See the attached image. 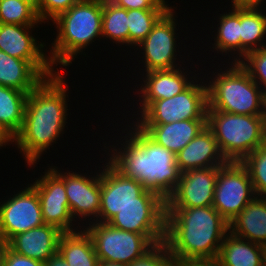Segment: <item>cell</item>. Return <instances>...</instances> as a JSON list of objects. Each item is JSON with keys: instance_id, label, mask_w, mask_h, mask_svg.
I'll return each instance as SVG.
<instances>
[{"instance_id": "obj_1", "label": "cell", "mask_w": 266, "mask_h": 266, "mask_svg": "<svg viewBox=\"0 0 266 266\" xmlns=\"http://www.w3.org/2000/svg\"><path fill=\"white\" fill-rule=\"evenodd\" d=\"M63 78L57 71L44 78L27 96L23 125L12 141L29 166L34 165L52 143H56L67 123L68 89Z\"/></svg>"}, {"instance_id": "obj_2", "label": "cell", "mask_w": 266, "mask_h": 266, "mask_svg": "<svg viewBox=\"0 0 266 266\" xmlns=\"http://www.w3.org/2000/svg\"><path fill=\"white\" fill-rule=\"evenodd\" d=\"M227 232L229 222L212 205L166 208L163 243L178 262L217 258Z\"/></svg>"}, {"instance_id": "obj_3", "label": "cell", "mask_w": 266, "mask_h": 266, "mask_svg": "<svg viewBox=\"0 0 266 266\" xmlns=\"http://www.w3.org/2000/svg\"><path fill=\"white\" fill-rule=\"evenodd\" d=\"M133 126L131 129L134 131L127 133L130 139L124 136L126 144L119 151L113 148L108 161L124 176L133 178L166 201L181 176L176 155L158 145L143 130Z\"/></svg>"}, {"instance_id": "obj_4", "label": "cell", "mask_w": 266, "mask_h": 266, "mask_svg": "<svg viewBox=\"0 0 266 266\" xmlns=\"http://www.w3.org/2000/svg\"><path fill=\"white\" fill-rule=\"evenodd\" d=\"M102 12L103 0H80L52 20L58 29L48 57L52 66L72 64L78 53L102 36Z\"/></svg>"}, {"instance_id": "obj_5", "label": "cell", "mask_w": 266, "mask_h": 266, "mask_svg": "<svg viewBox=\"0 0 266 266\" xmlns=\"http://www.w3.org/2000/svg\"><path fill=\"white\" fill-rule=\"evenodd\" d=\"M206 126L227 162H242L266 142L263 115L226 113L207 107Z\"/></svg>"}, {"instance_id": "obj_6", "label": "cell", "mask_w": 266, "mask_h": 266, "mask_svg": "<svg viewBox=\"0 0 266 266\" xmlns=\"http://www.w3.org/2000/svg\"><path fill=\"white\" fill-rule=\"evenodd\" d=\"M231 65L227 71L215 75L212 82L209 81L208 108L226 113L264 115L265 93L240 63L232 61Z\"/></svg>"}, {"instance_id": "obj_7", "label": "cell", "mask_w": 266, "mask_h": 266, "mask_svg": "<svg viewBox=\"0 0 266 266\" xmlns=\"http://www.w3.org/2000/svg\"><path fill=\"white\" fill-rule=\"evenodd\" d=\"M128 205H166V201L133 178L124 176L108 161L104 170H101L98 222L107 223Z\"/></svg>"}, {"instance_id": "obj_8", "label": "cell", "mask_w": 266, "mask_h": 266, "mask_svg": "<svg viewBox=\"0 0 266 266\" xmlns=\"http://www.w3.org/2000/svg\"><path fill=\"white\" fill-rule=\"evenodd\" d=\"M85 228L93 241L99 261L129 265L142 258L154 245L142 234L124 231L108 223L90 221Z\"/></svg>"}, {"instance_id": "obj_9", "label": "cell", "mask_w": 266, "mask_h": 266, "mask_svg": "<svg viewBox=\"0 0 266 266\" xmlns=\"http://www.w3.org/2000/svg\"><path fill=\"white\" fill-rule=\"evenodd\" d=\"M205 85V86H204ZM194 82L183 92L171 98L152 101L136 124H168L182 120L207 118V83Z\"/></svg>"}, {"instance_id": "obj_10", "label": "cell", "mask_w": 266, "mask_h": 266, "mask_svg": "<svg viewBox=\"0 0 266 266\" xmlns=\"http://www.w3.org/2000/svg\"><path fill=\"white\" fill-rule=\"evenodd\" d=\"M255 196L249 172L241 162H227L219 168L212 206L227 222Z\"/></svg>"}, {"instance_id": "obj_11", "label": "cell", "mask_w": 266, "mask_h": 266, "mask_svg": "<svg viewBox=\"0 0 266 266\" xmlns=\"http://www.w3.org/2000/svg\"><path fill=\"white\" fill-rule=\"evenodd\" d=\"M43 224L40 200L32 184L0 205V238L6 242Z\"/></svg>"}, {"instance_id": "obj_12", "label": "cell", "mask_w": 266, "mask_h": 266, "mask_svg": "<svg viewBox=\"0 0 266 266\" xmlns=\"http://www.w3.org/2000/svg\"><path fill=\"white\" fill-rule=\"evenodd\" d=\"M173 11L172 8L166 12L152 27L147 37L137 45L144 50L142 59L145 61V72L178 68L175 63L177 24Z\"/></svg>"}, {"instance_id": "obj_13", "label": "cell", "mask_w": 266, "mask_h": 266, "mask_svg": "<svg viewBox=\"0 0 266 266\" xmlns=\"http://www.w3.org/2000/svg\"><path fill=\"white\" fill-rule=\"evenodd\" d=\"M33 27L35 25L0 24V50L14 58L28 61L44 78L53 76L56 70L44 53L46 45L42 42L38 44L29 33Z\"/></svg>"}, {"instance_id": "obj_14", "label": "cell", "mask_w": 266, "mask_h": 266, "mask_svg": "<svg viewBox=\"0 0 266 266\" xmlns=\"http://www.w3.org/2000/svg\"><path fill=\"white\" fill-rule=\"evenodd\" d=\"M219 168H200L181 173L178 185L166 200V208L211 206Z\"/></svg>"}, {"instance_id": "obj_15", "label": "cell", "mask_w": 266, "mask_h": 266, "mask_svg": "<svg viewBox=\"0 0 266 266\" xmlns=\"http://www.w3.org/2000/svg\"><path fill=\"white\" fill-rule=\"evenodd\" d=\"M41 179L35 180L44 224L53 225L63 233L73 232V217L70 213L64 181L51 169ZM71 227V228H70Z\"/></svg>"}, {"instance_id": "obj_16", "label": "cell", "mask_w": 266, "mask_h": 266, "mask_svg": "<svg viewBox=\"0 0 266 266\" xmlns=\"http://www.w3.org/2000/svg\"><path fill=\"white\" fill-rule=\"evenodd\" d=\"M166 205H128L107 223L144 235L154 246L164 242Z\"/></svg>"}, {"instance_id": "obj_17", "label": "cell", "mask_w": 266, "mask_h": 266, "mask_svg": "<svg viewBox=\"0 0 266 266\" xmlns=\"http://www.w3.org/2000/svg\"><path fill=\"white\" fill-rule=\"evenodd\" d=\"M65 183L66 195L69 202L70 213L73 219L93 217L98 221L101 199V172L89 178L71 171L60 173L51 168ZM71 172V173H70ZM67 174V175H66Z\"/></svg>"}, {"instance_id": "obj_18", "label": "cell", "mask_w": 266, "mask_h": 266, "mask_svg": "<svg viewBox=\"0 0 266 266\" xmlns=\"http://www.w3.org/2000/svg\"><path fill=\"white\" fill-rule=\"evenodd\" d=\"M226 163L212 131L207 126L176 154V164L181 173L200 168L221 167Z\"/></svg>"}, {"instance_id": "obj_19", "label": "cell", "mask_w": 266, "mask_h": 266, "mask_svg": "<svg viewBox=\"0 0 266 266\" xmlns=\"http://www.w3.org/2000/svg\"><path fill=\"white\" fill-rule=\"evenodd\" d=\"M62 233L53 225L43 224L13 236L7 244L18 254L46 262L58 251V242Z\"/></svg>"}, {"instance_id": "obj_20", "label": "cell", "mask_w": 266, "mask_h": 266, "mask_svg": "<svg viewBox=\"0 0 266 266\" xmlns=\"http://www.w3.org/2000/svg\"><path fill=\"white\" fill-rule=\"evenodd\" d=\"M158 145L178 154L206 127V119L182 120L168 124H135Z\"/></svg>"}, {"instance_id": "obj_21", "label": "cell", "mask_w": 266, "mask_h": 266, "mask_svg": "<svg viewBox=\"0 0 266 266\" xmlns=\"http://www.w3.org/2000/svg\"><path fill=\"white\" fill-rule=\"evenodd\" d=\"M144 85L141 86L142 111L152 102L171 98L187 89L194 80L190 81L184 71L179 68L171 70H153L146 72Z\"/></svg>"}, {"instance_id": "obj_22", "label": "cell", "mask_w": 266, "mask_h": 266, "mask_svg": "<svg viewBox=\"0 0 266 266\" xmlns=\"http://www.w3.org/2000/svg\"><path fill=\"white\" fill-rule=\"evenodd\" d=\"M229 232L266 247V197H254L229 222Z\"/></svg>"}, {"instance_id": "obj_23", "label": "cell", "mask_w": 266, "mask_h": 266, "mask_svg": "<svg viewBox=\"0 0 266 266\" xmlns=\"http://www.w3.org/2000/svg\"><path fill=\"white\" fill-rule=\"evenodd\" d=\"M265 248L228 232L217 259L224 266H265Z\"/></svg>"}, {"instance_id": "obj_24", "label": "cell", "mask_w": 266, "mask_h": 266, "mask_svg": "<svg viewBox=\"0 0 266 266\" xmlns=\"http://www.w3.org/2000/svg\"><path fill=\"white\" fill-rule=\"evenodd\" d=\"M43 79L28 61L0 50V85L29 94Z\"/></svg>"}, {"instance_id": "obj_25", "label": "cell", "mask_w": 266, "mask_h": 266, "mask_svg": "<svg viewBox=\"0 0 266 266\" xmlns=\"http://www.w3.org/2000/svg\"><path fill=\"white\" fill-rule=\"evenodd\" d=\"M58 252L69 266H98L92 238L84 229L62 233L58 242Z\"/></svg>"}, {"instance_id": "obj_26", "label": "cell", "mask_w": 266, "mask_h": 266, "mask_svg": "<svg viewBox=\"0 0 266 266\" xmlns=\"http://www.w3.org/2000/svg\"><path fill=\"white\" fill-rule=\"evenodd\" d=\"M259 6H240L241 60L251 51L266 47V14Z\"/></svg>"}, {"instance_id": "obj_27", "label": "cell", "mask_w": 266, "mask_h": 266, "mask_svg": "<svg viewBox=\"0 0 266 266\" xmlns=\"http://www.w3.org/2000/svg\"><path fill=\"white\" fill-rule=\"evenodd\" d=\"M28 93L0 85V126L13 139L23 125Z\"/></svg>"}, {"instance_id": "obj_28", "label": "cell", "mask_w": 266, "mask_h": 266, "mask_svg": "<svg viewBox=\"0 0 266 266\" xmlns=\"http://www.w3.org/2000/svg\"><path fill=\"white\" fill-rule=\"evenodd\" d=\"M232 11L220 15L219 27L216 34L215 47L217 52L237 51L234 63L241 61V38H240V6H232ZM228 51V52H227ZM238 58V59H237Z\"/></svg>"}, {"instance_id": "obj_29", "label": "cell", "mask_w": 266, "mask_h": 266, "mask_svg": "<svg viewBox=\"0 0 266 266\" xmlns=\"http://www.w3.org/2000/svg\"><path fill=\"white\" fill-rule=\"evenodd\" d=\"M102 37L114 42L129 45L127 10L110 0H103Z\"/></svg>"}, {"instance_id": "obj_30", "label": "cell", "mask_w": 266, "mask_h": 266, "mask_svg": "<svg viewBox=\"0 0 266 266\" xmlns=\"http://www.w3.org/2000/svg\"><path fill=\"white\" fill-rule=\"evenodd\" d=\"M171 9H133L127 10L129 45L137 46L151 32L157 21Z\"/></svg>"}, {"instance_id": "obj_31", "label": "cell", "mask_w": 266, "mask_h": 266, "mask_svg": "<svg viewBox=\"0 0 266 266\" xmlns=\"http://www.w3.org/2000/svg\"><path fill=\"white\" fill-rule=\"evenodd\" d=\"M0 24L38 25L37 10L23 0H0Z\"/></svg>"}, {"instance_id": "obj_32", "label": "cell", "mask_w": 266, "mask_h": 266, "mask_svg": "<svg viewBox=\"0 0 266 266\" xmlns=\"http://www.w3.org/2000/svg\"><path fill=\"white\" fill-rule=\"evenodd\" d=\"M248 170L256 196L266 197V142L242 162Z\"/></svg>"}, {"instance_id": "obj_33", "label": "cell", "mask_w": 266, "mask_h": 266, "mask_svg": "<svg viewBox=\"0 0 266 266\" xmlns=\"http://www.w3.org/2000/svg\"><path fill=\"white\" fill-rule=\"evenodd\" d=\"M239 63L266 94V47L249 52Z\"/></svg>"}, {"instance_id": "obj_34", "label": "cell", "mask_w": 266, "mask_h": 266, "mask_svg": "<svg viewBox=\"0 0 266 266\" xmlns=\"http://www.w3.org/2000/svg\"><path fill=\"white\" fill-rule=\"evenodd\" d=\"M128 266H180V263L172 256L166 245L161 243Z\"/></svg>"}, {"instance_id": "obj_35", "label": "cell", "mask_w": 266, "mask_h": 266, "mask_svg": "<svg viewBox=\"0 0 266 266\" xmlns=\"http://www.w3.org/2000/svg\"><path fill=\"white\" fill-rule=\"evenodd\" d=\"M80 0H39L37 14L41 22L54 20ZM50 18V19H49Z\"/></svg>"}, {"instance_id": "obj_36", "label": "cell", "mask_w": 266, "mask_h": 266, "mask_svg": "<svg viewBox=\"0 0 266 266\" xmlns=\"http://www.w3.org/2000/svg\"><path fill=\"white\" fill-rule=\"evenodd\" d=\"M126 10L133 9H172L165 0H110Z\"/></svg>"}, {"instance_id": "obj_37", "label": "cell", "mask_w": 266, "mask_h": 266, "mask_svg": "<svg viewBox=\"0 0 266 266\" xmlns=\"http://www.w3.org/2000/svg\"><path fill=\"white\" fill-rule=\"evenodd\" d=\"M3 266H44V262L25 257L12 251L9 247L6 250Z\"/></svg>"}, {"instance_id": "obj_38", "label": "cell", "mask_w": 266, "mask_h": 266, "mask_svg": "<svg viewBox=\"0 0 266 266\" xmlns=\"http://www.w3.org/2000/svg\"><path fill=\"white\" fill-rule=\"evenodd\" d=\"M180 266H224L217 258L214 259H191L179 262Z\"/></svg>"}, {"instance_id": "obj_39", "label": "cell", "mask_w": 266, "mask_h": 266, "mask_svg": "<svg viewBox=\"0 0 266 266\" xmlns=\"http://www.w3.org/2000/svg\"><path fill=\"white\" fill-rule=\"evenodd\" d=\"M44 266H69V265L61 256V254L57 251L46 262H44Z\"/></svg>"}, {"instance_id": "obj_40", "label": "cell", "mask_w": 266, "mask_h": 266, "mask_svg": "<svg viewBox=\"0 0 266 266\" xmlns=\"http://www.w3.org/2000/svg\"><path fill=\"white\" fill-rule=\"evenodd\" d=\"M261 1L263 0H232L231 3H233L232 6H260Z\"/></svg>"}, {"instance_id": "obj_41", "label": "cell", "mask_w": 266, "mask_h": 266, "mask_svg": "<svg viewBox=\"0 0 266 266\" xmlns=\"http://www.w3.org/2000/svg\"><path fill=\"white\" fill-rule=\"evenodd\" d=\"M8 142L12 143V138L0 126V147H2L3 145L6 146Z\"/></svg>"}, {"instance_id": "obj_42", "label": "cell", "mask_w": 266, "mask_h": 266, "mask_svg": "<svg viewBox=\"0 0 266 266\" xmlns=\"http://www.w3.org/2000/svg\"><path fill=\"white\" fill-rule=\"evenodd\" d=\"M8 248V244L2 238H0V266H3L4 257L6 250Z\"/></svg>"}, {"instance_id": "obj_43", "label": "cell", "mask_w": 266, "mask_h": 266, "mask_svg": "<svg viewBox=\"0 0 266 266\" xmlns=\"http://www.w3.org/2000/svg\"><path fill=\"white\" fill-rule=\"evenodd\" d=\"M98 266H128L124 263H115V262H107V261H99Z\"/></svg>"}, {"instance_id": "obj_44", "label": "cell", "mask_w": 266, "mask_h": 266, "mask_svg": "<svg viewBox=\"0 0 266 266\" xmlns=\"http://www.w3.org/2000/svg\"><path fill=\"white\" fill-rule=\"evenodd\" d=\"M23 1L28 2L29 4H31L37 10L39 0H23Z\"/></svg>"}, {"instance_id": "obj_45", "label": "cell", "mask_w": 266, "mask_h": 266, "mask_svg": "<svg viewBox=\"0 0 266 266\" xmlns=\"http://www.w3.org/2000/svg\"><path fill=\"white\" fill-rule=\"evenodd\" d=\"M264 126H265V131H266V94L264 97Z\"/></svg>"}, {"instance_id": "obj_46", "label": "cell", "mask_w": 266, "mask_h": 266, "mask_svg": "<svg viewBox=\"0 0 266 266\" xmlns=\"http://www.w3.org/2000/svg\"><path fill=\"white\" fill-rule=\"evenodd\" d=\"M265 266H266V248H265Z\"/></svg>"}]
</instances>
